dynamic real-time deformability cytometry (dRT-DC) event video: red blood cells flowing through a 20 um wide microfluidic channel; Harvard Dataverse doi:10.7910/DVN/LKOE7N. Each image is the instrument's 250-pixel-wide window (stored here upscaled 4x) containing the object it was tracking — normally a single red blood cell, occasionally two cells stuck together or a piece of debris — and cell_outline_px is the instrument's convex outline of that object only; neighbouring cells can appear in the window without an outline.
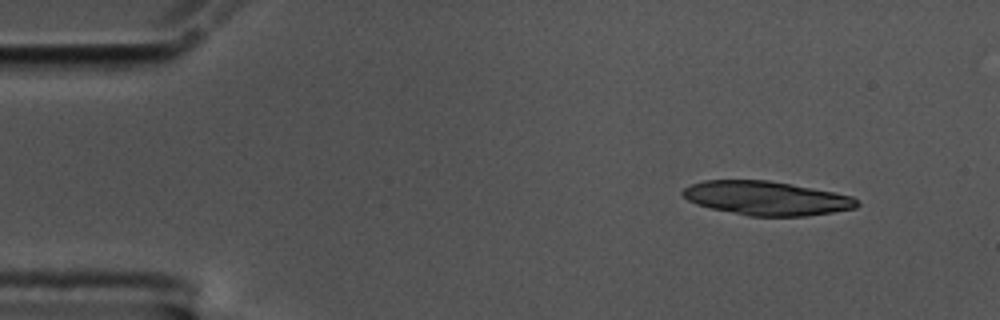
{"species": "common noctule bat (a hibernating species)", "species_latin": "Nyctalus noctula", "temperature_condition": "cold", "stored_images_in_passage": 12, "camera_frame_rate_fps": 3000, "um_per_image_px": 0.085, "animal": {"sex": "male", "body_mass_g": 17.5, "forearm_length_mm": 52.3}, "frame": {"image": 1, "passage_image": 1, "time_ms": 0.0, "image_size_px": [1000, 320], "cell_outline_px": [[860, 204], [856, 208], [832, 212], [804, 216], [748, 216], [712, 208], [696, 204], [688, 200], [680, 192], [684, 188], [692, 184], [704, 180], [768, 180], [812, 188], [852, 196]], "centroid_in_image_um": [65.13, 16.85], "position_along_channel_um": 19.9, "area_um2": 34.22}}